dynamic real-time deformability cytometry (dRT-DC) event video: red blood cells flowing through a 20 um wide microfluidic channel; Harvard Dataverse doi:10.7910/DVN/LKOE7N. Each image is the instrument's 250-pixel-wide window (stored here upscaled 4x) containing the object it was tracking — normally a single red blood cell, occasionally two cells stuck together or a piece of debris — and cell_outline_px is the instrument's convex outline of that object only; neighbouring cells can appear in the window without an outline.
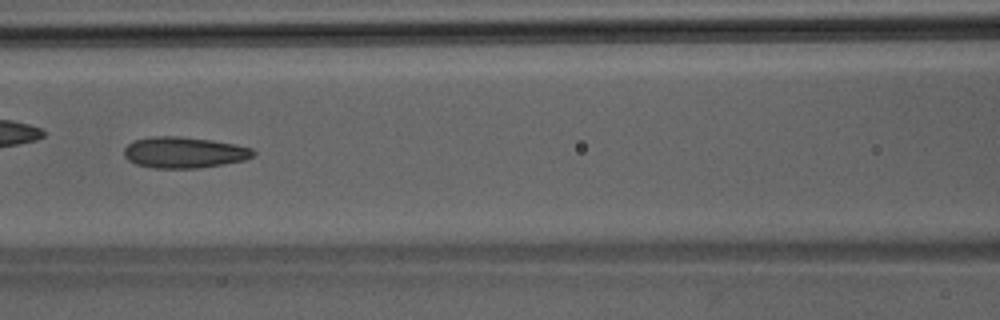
{"species": "Egyptian fruit bat (a non-hibernating species)", "species_latin": "Rousettus aegyptiacus", "temperature_condition": "room temperature", "stored_images_in_passage": 44, "camera_frame_rate_fps": 3000, "um_per_image_px": 0.085, "animal": {"sex": "male"}, "frame": {"image": 1, "passage_image": 19, "time_ms": 6.0, "image_size_px": [1000, 320], "cell_outline_px": [[256, 152], [252, 156], [244, 160], [224, 164], [196, 168], [152, 168], [136, 164], [128, 160], [124, 156], [124, 148], [128, 144], [136, 140], [156, 136], [180, 136], [212, 140], [252, 148]], "centroid_in_image_um": [15.63, 12.96], "position_along_channel_um": 151.0, "area_um2": 23.29}}
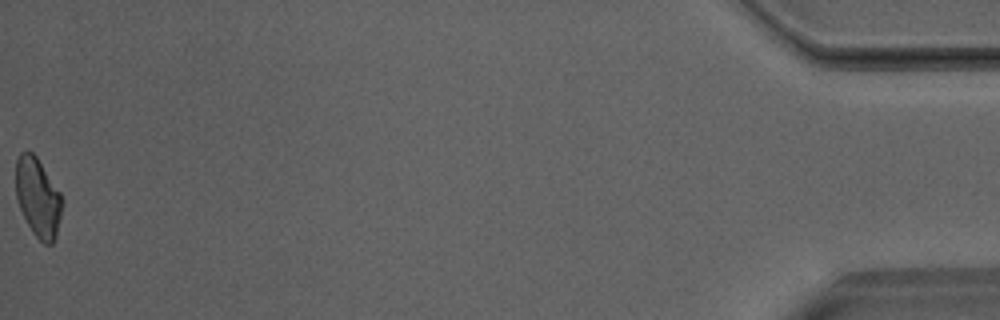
{"frame": {"image": 2, "passage_image": 44, "time_ms": 14.333, "image_size_px": [1000, 320], "cell_outline_px": [[64, 200], [56, 236], [52, 244], [44, 244], [32, 232], [20, 208], [16, 196], [16, 160], [20, 152], [32, 152], [36, 156], [60, 192]], "centroid_in_image_um": [3.24, 16.79], "position_along_channel_um": 432.0, "area_um2": 21.21}}